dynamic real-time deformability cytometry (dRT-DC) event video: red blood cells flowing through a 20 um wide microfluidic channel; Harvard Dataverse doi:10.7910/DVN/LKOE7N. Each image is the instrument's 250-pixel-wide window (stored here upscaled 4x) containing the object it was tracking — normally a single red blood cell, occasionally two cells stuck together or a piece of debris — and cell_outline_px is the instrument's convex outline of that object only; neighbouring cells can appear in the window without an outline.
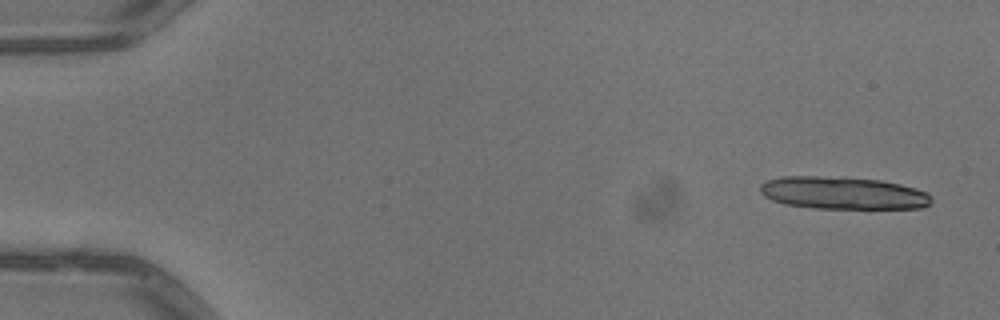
{"species": "common noctule bat (a hibernating species)", "species_latin": "Nyctalus noctula", "temperature_condition": "warm", "stored_images_in_passage": 5, "camera_frame_rate_fps": 3000, "um_per_image_px": 0.085, "animal": {"sex": "male", "body_mass_g": 13.3}, "frame": {"image": 1, "passage_image": 1, "time_ms": 0.0, "image_size_px": [1000, 320], "cell_outline_px": [[932, 204], [924, 208], [816, 208], [784, 204], [772, 200], [764, 196], [760, 192], [760, 184], [768, 180], [780, 176], [844, 176], [880, 180], [900, 184], [916, 188], [928, 192], [932, 196]], "centroid_in_image_um": [71.68, 16.39], "position_along_channel_um": 13.3, "area_um2": 32.89}}
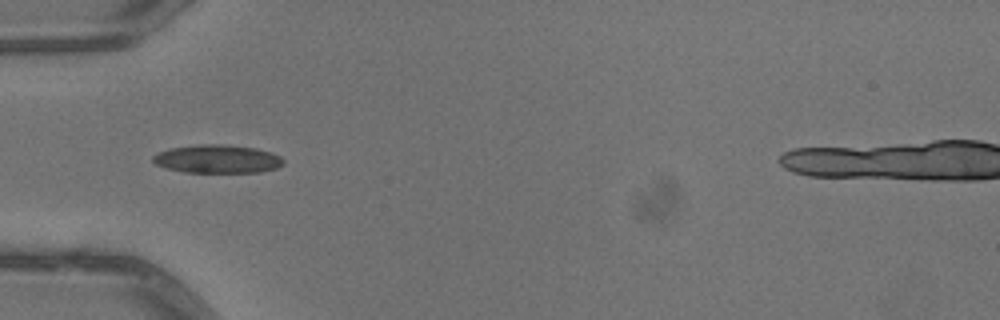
{"frame": {"image": 2, "passage_image": 4, "time_ms": 1.0, "image_size_px": [1000, 320], "cell_outline_px": [[284, 164], [276, 168], [260, 172], [184, 172], [164, 168], [156, 164], [152, 160], [152, 156], [168, 148], [200, 144], [224, 144], [256, 148], [272, 152], [280, 156], [284, 160]], "centroid_in_image_um": [18.48, 13.51], "position_along_channel_um": 66.5, "area_um2": 21.68}}
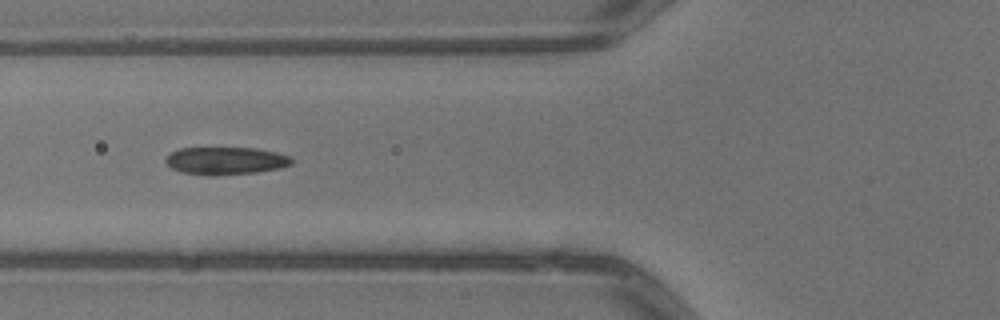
{"frame": {"image": 3, "passage_image": 5, "time_ms": 1.333, "image_size_px": [1000, 320], "cell_outline_px": [[292, 164], [280, 168], [256, 172], [208, 176], [180, 172], [172, 168], [164, 160], [172, 152], [180, 148], [256, 148], [276, 152], [288, 156], [292, 160]], "centroid_in_image_um": [19.17, 13.67], "position_along_channel_um": 106.6, "area_um2": 20.17}}